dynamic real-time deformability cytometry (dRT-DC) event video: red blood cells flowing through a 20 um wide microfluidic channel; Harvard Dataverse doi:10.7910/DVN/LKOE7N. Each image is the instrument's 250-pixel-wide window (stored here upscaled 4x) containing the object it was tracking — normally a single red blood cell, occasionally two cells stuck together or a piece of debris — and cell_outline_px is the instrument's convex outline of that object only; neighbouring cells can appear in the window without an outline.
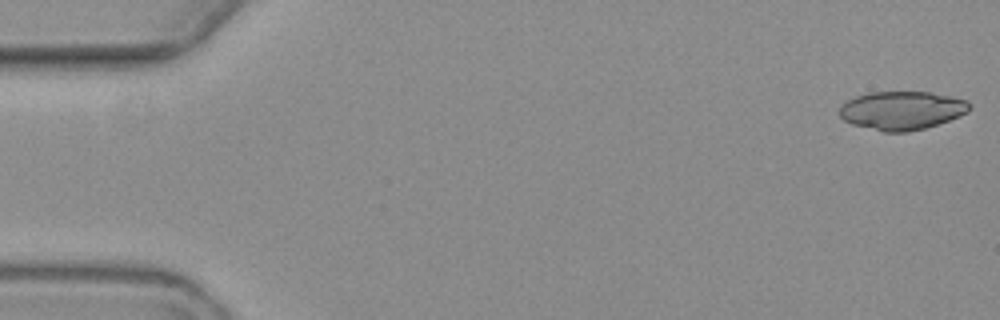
{"species": "common noctule bat (a hibernating species)", "species_latin": "Nyctalus noctula", "temperature_condition": "warm", "stored_images_in_passage": 8, "camera_frame_rate_fps": 3000, "um_per_image_px": 0.085, "animal": {"sex": "female", "body_mass_g": 19.3, "forearm_length_mm": 54.1}, "frame": {"image": 1, "passage_image": 1, "time_ms": 0.0, "image_size_px": [1000, 320], "cell_outline_px": [[972, 108], [968, 112], [960, 116], [924, 128], [908, 132], [884, 132], [852, 124], [844, 120], [840, 116], [840, 104], [856, 96], [868, 92], [928, 92], [952, 96], [968, 100], [972, 104]], "centroid_in_image_um": [76.68, 9.38], "position_along_channel_um": 8.3, "area_um2": 29.3}}